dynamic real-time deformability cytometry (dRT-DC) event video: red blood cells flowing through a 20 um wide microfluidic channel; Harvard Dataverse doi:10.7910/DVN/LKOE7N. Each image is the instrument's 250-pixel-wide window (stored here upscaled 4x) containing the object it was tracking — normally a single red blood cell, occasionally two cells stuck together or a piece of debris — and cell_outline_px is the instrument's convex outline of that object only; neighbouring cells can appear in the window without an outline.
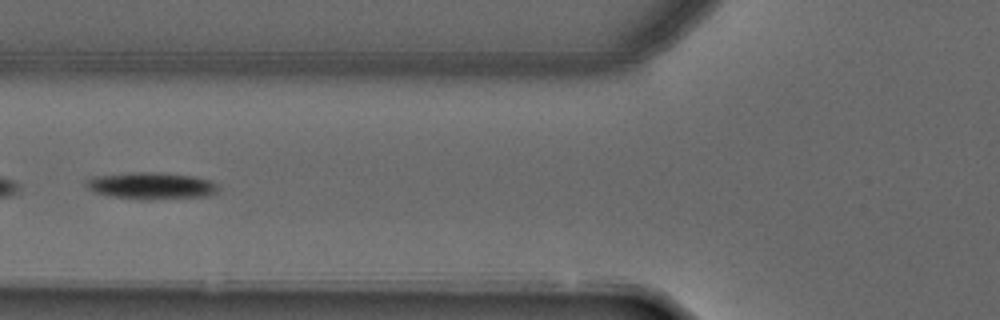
{"species": "common noctule bat (a hibernating species)", "species_latin": "Nyctalus noctula", "temperature_condition": "warm", "stored_images_in_passage": 5, "camera_frame_rate_fps": 3000, "um_per_image_px": 0.085, "animal": {"sex": "male", "forearm_length_mm": 52.5}, "frame": {"image": 1, "passage_image": 4, "time_ms": 1.0, "image_size_px": [1000, 320], "cell_outline_px": [[220, 188], [216, 192], [208, 196], [108, 196], [92, 192], [84, 184], [88, 180], [96, 176], [132, 172], [160, 172], [192, 176], [212, 180]], "centroid_in_image_um": [12.85, 15.72], "position_along_channel_um": 112.9, "area_um2": 19.42}}